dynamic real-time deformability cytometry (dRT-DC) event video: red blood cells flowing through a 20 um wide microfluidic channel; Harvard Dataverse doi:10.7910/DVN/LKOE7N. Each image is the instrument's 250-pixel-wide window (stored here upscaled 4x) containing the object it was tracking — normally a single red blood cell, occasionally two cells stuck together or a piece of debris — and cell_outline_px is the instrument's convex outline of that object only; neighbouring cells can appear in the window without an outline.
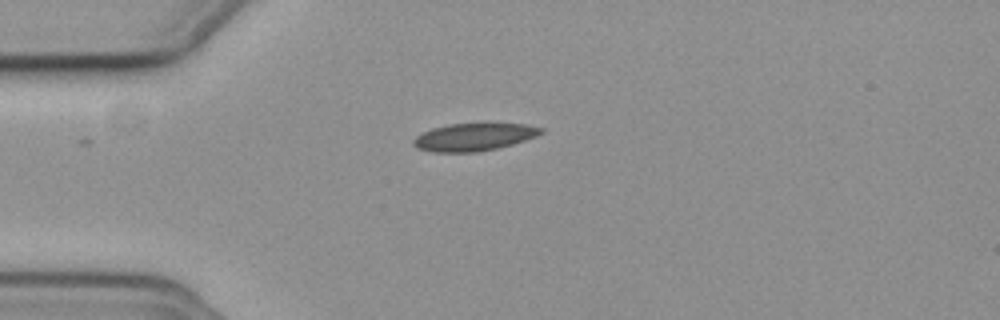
{"species": "common noctule bat (a hibernating species)", "species_latin": "Nyctalus noctula", "temperature_condition": "cold", "stored_images_in_passage": 42, "camera_frame_rate_fps": 3000, "um_per_image_px": 0.085, "animal": {"sex": "female", "body_mass_g": 19.3, "forearm_length_mm": 54.1}, "frame": {"image": 1, "passage_image": 1, "time_ms": 0.0, "image_size_px": [1000, 320], "cell_outline_px": [[544, 132], [536, 136], [512, 144], [496, 148], [476, 152], [432, 152], [416, 148], [412, 144], [412, 140], [416, 136], [432, 128], [448, 124], [524, 124], [544, 128]], "centroid_in_image_um": [40.25, 11.65], "position_along_channel_um": 44.8, "area_um2": 20.35}}
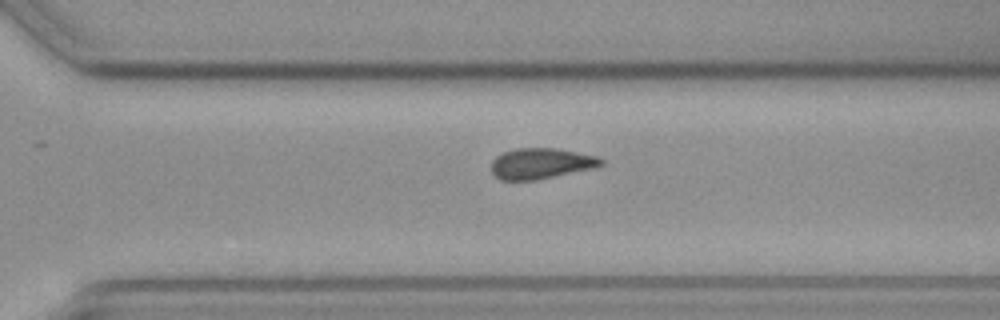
{"frame": {"image": 2, "passage_image": 25, "time_ms": 8.0, "image_size_px": [1000, 320], "cell_outline_px": [[604, 164], [592, 168], [536, 180], [500, 180], [492, 172], [492, 160], [496, 156], [504, 152], [516, 148], [556, 148], [596, 156], [604, 160]], "centroid_in_image_um": [45.96, 13.89], "position_along_channel_um": 324.6, "area_um2": 19.48}}
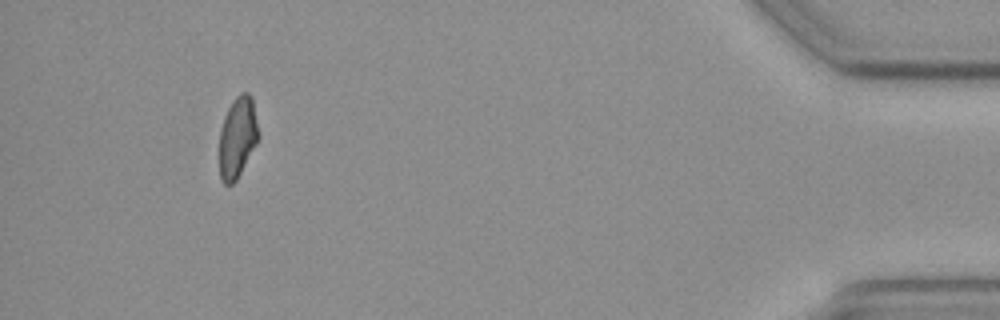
{"frame": {"image": 3, "passage_image": 38, "time_ms": 12.333, "image_size_px": [1000, 320], "cell_outline_px": [[260, 136], [256, 144], [236, 180], [232, 184], [224, 184], [220, 180], [220, 132], [224, 116], [232, 100], [240, 92], [248, 92], [252, 96]], "centroid_in_image_um": [20.2, 11.63], "position_along_channel_um": 415.0, "area_um2": 18.5}}